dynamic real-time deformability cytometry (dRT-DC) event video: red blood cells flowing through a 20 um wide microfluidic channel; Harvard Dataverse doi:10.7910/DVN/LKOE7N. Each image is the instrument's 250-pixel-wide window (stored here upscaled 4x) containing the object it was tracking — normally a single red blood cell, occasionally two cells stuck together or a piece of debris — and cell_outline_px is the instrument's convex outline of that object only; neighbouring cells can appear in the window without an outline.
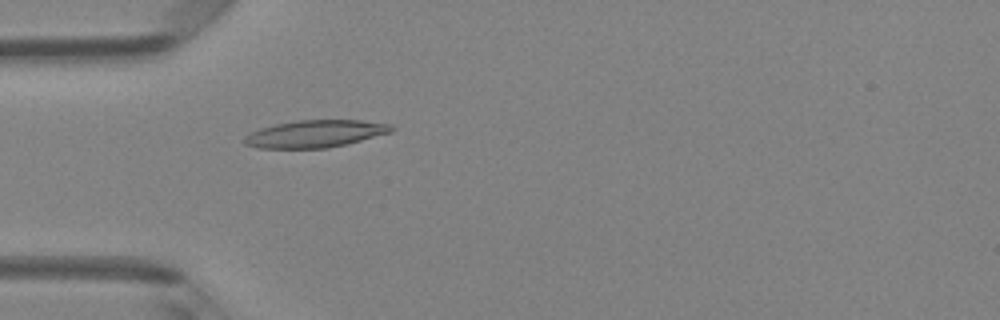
{"species": "Egyptian fruit bat (a non-hibernating species)", "species_latin": "Rousettus aegyptiacus", "temperature_condition": "room temperature", "stored_images_in_passage": 45, "camera_frame_rate_fps": 3000, "um_per_image_px": 0.085, "animal": {"sex": "female"}, "frame": {"image": 1, "passage_image": 11, "time_ms": 3.333, "image_size_px": [1000, 320], "cell_outline_px": [[396, 128], [392, 132], [348, 144], [328, 148], [260, 148], [244, 144], [244, 136], [260, 128], [276, 124], [296, 120], [360, 120], [392, 124]], "centroid_in_image_um": [26.84, 11.37], "position_along_channel_um": 58.2, "area_um2": 23.52}}
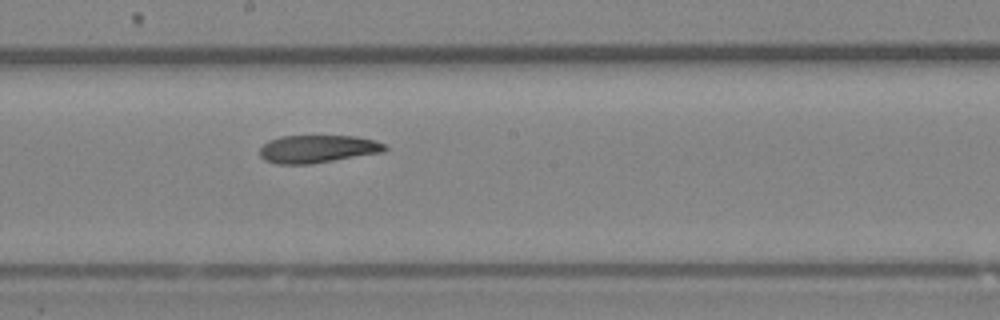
{"frame": {"image": 2, "passage_image": 23, "time_ms": 7.333, "image_size_px": [1000, 320], "cell_outline_px": [[388, 148], [384, 152], [312, 164], [276, 164], [264, 160], [260, 156], [260, 148], [268, 140], [280, 136], [356, 136], [376, 140], [384, 144]], "centroid_in_image_um": [27.0, 12.66], "position_along_channel_um": 221.2, "area_um2": 20.46}}
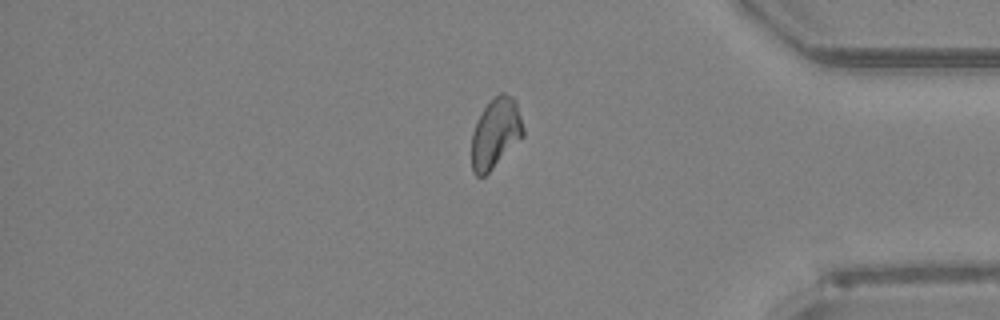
{"frame": {"image": 3, "passage_image": 37, "time_ms": 12.0, "image_size_px": [1000, 320], "cell_outline_px": [[524, 136], [484, 176], [476, 176], [472, 172], [472, 132], [484, 108], [500, 92], [504, 92], [512, 96], [516, 100], [524, 128]], "centroid_in_image_um": [42.14, 11.31], "position_along_channel_um": 393.1, "area_um2": 20.81}, "authors_computed_cell_mechanics": {"area_um2": 21.6172, "velocity_mm_per_s": 4.1834, "shape_relaxation_time_tau1_ms": null, "shape_relaxation_time_tau2_ms": 4.1649, "deformation_change_tau1": null, "deformation_change_tau2": 0.1187}}